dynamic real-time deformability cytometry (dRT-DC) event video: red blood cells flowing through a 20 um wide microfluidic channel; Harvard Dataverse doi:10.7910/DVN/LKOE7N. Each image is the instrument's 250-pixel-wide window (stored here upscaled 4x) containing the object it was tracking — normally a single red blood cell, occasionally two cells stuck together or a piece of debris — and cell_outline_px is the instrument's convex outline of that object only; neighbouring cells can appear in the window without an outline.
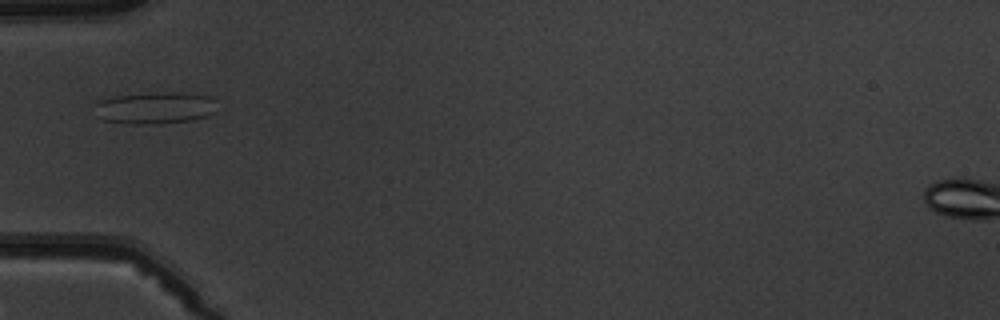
{"species": "common noctule bat (a hibernating species)", "species_latin": "Nyctalus noctula", "temperature_condition": "warm", "stored_images_in_passage": 5, "camera_frame_rate_fps": 3000, "um_per_image_px": 0.085, "animal": {"sex": "male", "body_mass_g": 19.5, "forearm_length_mm": 54.6}, "frame": {"image": 1, "passage_image": 4, "time_ms": 4.333, "image_size_px": [1000, 320], "cell_outline_px": [[216, 112], [208, 116], [188, 120], [160, 124], [124, 124], [104, 120], [96, 116], [96, 104], [100, 100], [116, 96], [168, 92], [172, 92], [208, 96], [216, 100]], "centroid_in_image_um": [13.19, 9.19], "position_along_channel_um": 71.8, "area_um2": 22.66}}
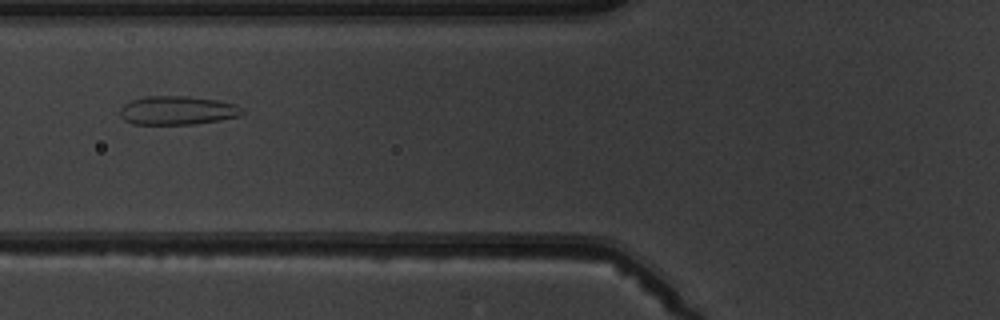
{"frame": {"image": 2, "passage_image": 5, "time_ms": 5.333, "image_size_px": [1000, 320], "cell_outline_px": [[244, 112], [240, 116], [220, 120], [192, 124], [132, 124], [124, 120], [120, 116], [120, 108], [124, 104], [132, 100], [144, 96], [188, 96], [216, 100], [236, 104]], "centroid_in_image_um": [15.05, 9.38], "position_along_channel_um": 110.7, "area_um2": 20.46}}